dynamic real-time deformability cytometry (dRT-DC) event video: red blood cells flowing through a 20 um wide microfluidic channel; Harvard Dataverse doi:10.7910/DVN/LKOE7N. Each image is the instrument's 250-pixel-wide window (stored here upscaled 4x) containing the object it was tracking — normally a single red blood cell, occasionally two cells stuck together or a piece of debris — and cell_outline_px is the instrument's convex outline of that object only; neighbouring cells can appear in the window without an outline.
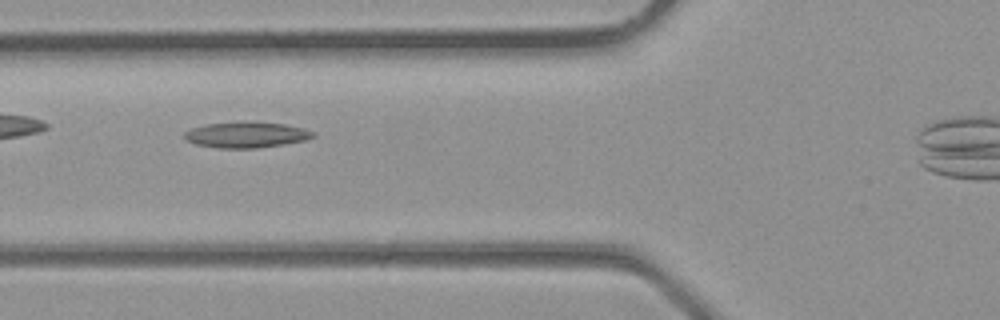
{"species": "common noctule bat (a hibernating species)", "species_latin": "Nyctalus noctula", "temperature_condition": "room temperature", "stored_images_in_passage": 6, "camera_frame_rate_fps": 3000, "um_per_image_px": 0.085, "animal": {"sex": "male", "body_mass_g": 23.1, "forearm_length_mm": 52.7}, "frame": {"image": 1, "passage_image": 5, "time_ms": 1.333, "image_size_px": [1000, 320], "cell_outline_px": [[316, 136], [304, 140], [284, 144], [256, 148], [220, 148], [196, 144], [184, 140], [184, 132], [192, 128], [208, 124], [256, 120], [284, 124], [316, 132]], "centroid_in_image_um": [20.94, 11.44], "position_along_channel_um": 104.9, "area_um2": 19.48}}